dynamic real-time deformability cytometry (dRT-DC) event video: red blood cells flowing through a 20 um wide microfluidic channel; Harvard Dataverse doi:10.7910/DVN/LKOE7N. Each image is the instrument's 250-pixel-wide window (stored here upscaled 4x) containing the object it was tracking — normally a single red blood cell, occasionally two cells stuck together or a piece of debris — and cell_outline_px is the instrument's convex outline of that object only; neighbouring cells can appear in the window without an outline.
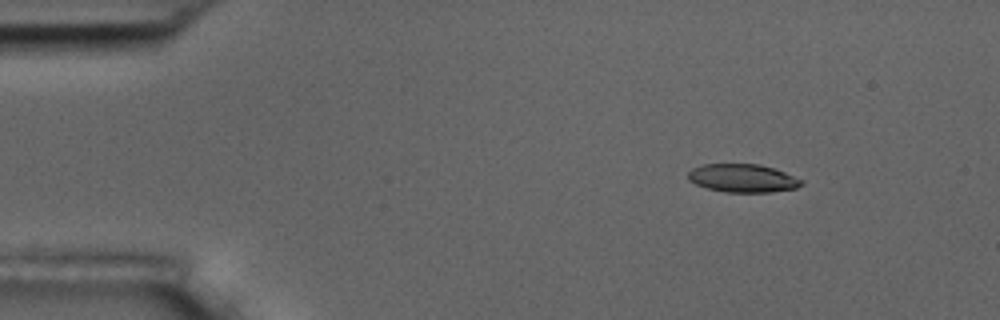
{"species": "common noctule bat (a hibernating species)", "species_latin": "Nyctalus noctula", "temperature_condition": "room temperature", "stored_images_in_passage": 7, "camera_frame_rate_fps": 3000, "um_per_image_px": 0.085, "animal": {"sex": "male", "body_mass_g": 17.5, "forearm_length_mm": 52.3}, "frame": {"image": 1, "passage_image": 2, "time_ms": 1.333, "image_size_px": [1000, 320], "cell_outline_px": [[804, 184], [796, 188], [772, 192], [728, 192], [708, 188], [696, 184], [688, 180], [688, 172], [692, 168], [704, 164], [760, 164], [784, 172], [804, 180]], "centroid_in_image_um": [63.15, 15.14], "position_along_channel_um": 21.9, "area_um2": 18.61}}
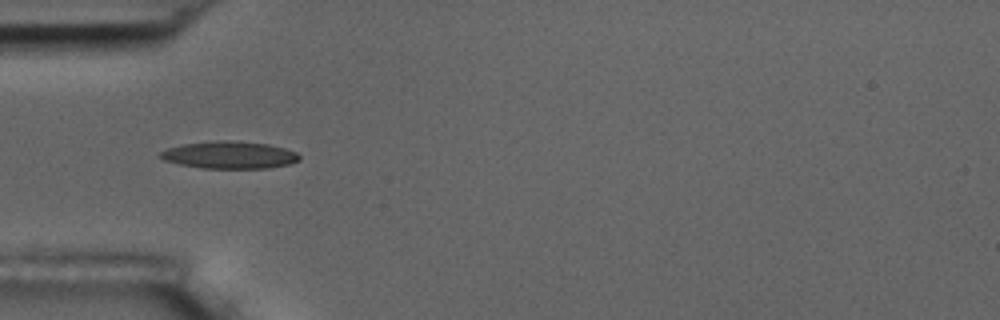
{"frame": {"image": 2, "passage_image": 5, "time_ms": 4.667, "image_size_px": [1000, 320], "cell_outline_px": [[300, 160], [288, 164], [268, 168], [200, 168], [180, 164], [164, 160], [156, 156], [160, 152], [168, 148], [184, 144], [224, 140], [268, 144], [284, 148], [296, 152], [300, 156]], "centroid_in_image_um": [19.49, 13.18], "position_along_channel_um": 65.5, "area_um2": 21.91}}
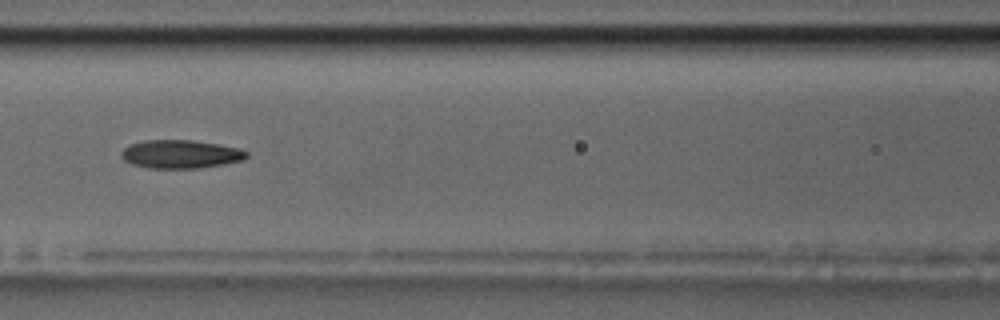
{"frame": {"image": 3, "passage_image": 7, "time_ms": 7.0, "image_size_px": [1000, 320], "cell_outline_px": [[248, 156], [244, 160], [224, 164], [196, 168], [148, 168], [132, 164], [124, 160], [120, 156], [120, 152], [128, 144], [144, 140], [192, 140], [220, 144], [240, 148], [248, 152]], "centroid_in_image_um": [15.34, 13.09], "position_along_channel_um": 151.3, "area_um2": 20.92}}